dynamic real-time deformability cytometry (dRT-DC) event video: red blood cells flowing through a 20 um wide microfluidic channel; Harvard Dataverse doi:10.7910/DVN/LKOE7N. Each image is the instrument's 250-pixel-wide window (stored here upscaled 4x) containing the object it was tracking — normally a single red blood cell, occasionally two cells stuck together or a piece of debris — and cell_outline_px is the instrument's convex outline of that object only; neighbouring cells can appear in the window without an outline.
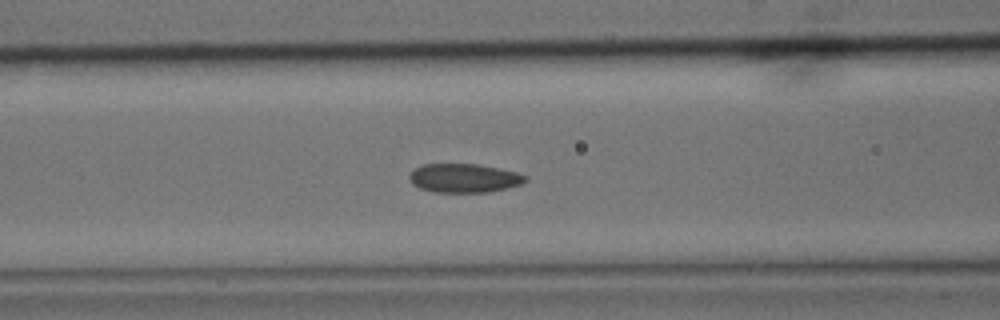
{"species": "common noctule bat (a hibernating species)", "species_latin": "Nyctalus noctula", "temperature_condition": "cold", "stored_images_in_passage": 20, "camera_frame_rate_fps": 3000, "um_per_image_px": 0.085, "animal": {"sex": "male", "body_mass_g": 15.6}, "frame": {"image": 1, "passage_image": 11, "time_ms": 3.333, "image_size_px": [1000, 320], "cell_outline_px": [[528, 180], [520, 184], [508, 188], [488, 192], [432, 192], [420, 188], [412, 184], [408, 176], [416, 168], [424, 164], [480, 164], [500, 168], [516, 172], [528, 176]], "centroid_in_image_um": [39.47, 15.14], "position_along_channel_um": 127.1, "area_um2": 19.59}}